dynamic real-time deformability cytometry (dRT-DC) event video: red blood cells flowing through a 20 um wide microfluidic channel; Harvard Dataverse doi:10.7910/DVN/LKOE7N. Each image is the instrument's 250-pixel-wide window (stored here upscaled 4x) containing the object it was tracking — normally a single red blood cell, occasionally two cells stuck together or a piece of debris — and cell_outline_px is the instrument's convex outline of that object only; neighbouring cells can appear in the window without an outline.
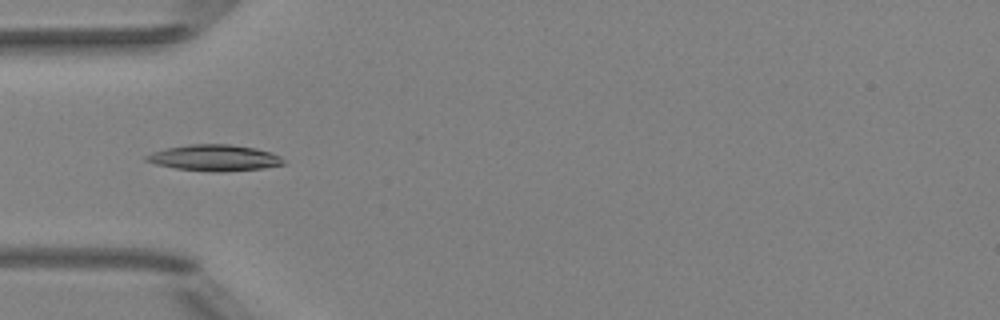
{"species": "Egyptian fruit bat (a non-hibernating species)", "species_latin": "Rousettus aegyptiacus", "temperature_condition": "room temperature", "stored_images_in_passage": 37, "camera_frame_rate_fps": 3000, "um_per_image_px": 0.085, "animal": {"sex": "female"}, "frame": {"image": 1, "passage_image": 2, "time_ms": 0.333, "image_size_px": [1000, 320], "cell_outline_px": [[284, 164], [264, 168], [224, 172], [216, 172], [176, 168], [156, 164], [144, 160], [144, 156], [152, 152], [168, 148], [188, 144], [228, 144], [256, 148], [272, 152], [280, 156], [284, 160]], "centroid_in_image_um": [18.25, 13.41], "position_along_channel_um": 66.8, "area_um2": 20.92}}
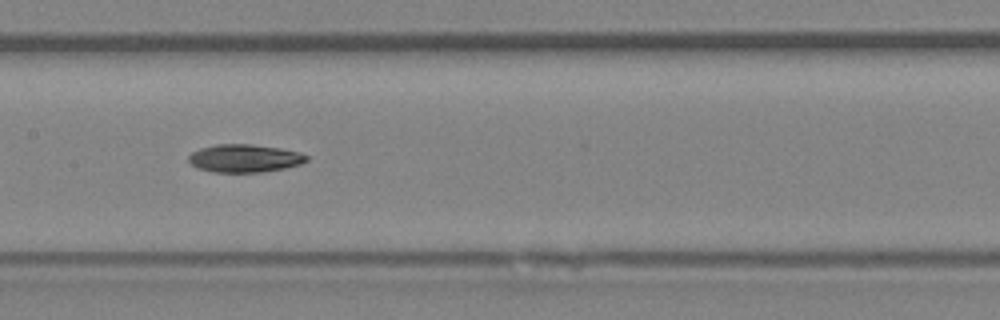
{"frame": {"image": 2, "passage_image": 11, "time_ms": 3.333, "image_size_px": [1000, 320], "cell_outline_px": [[308, 160], [300, 164], [284, 168], [260, 172], [212, 172], [196, 168], [188, 160], [188, 156], [192, 152], [200, 148], [216, 144], [252, 144], [280, 148], [300, 152], [308, 156]], "centroid_in_image_um": [20.77, 13.45], "position_along_channel_um": 186.6, "area_um2": 19.25}}
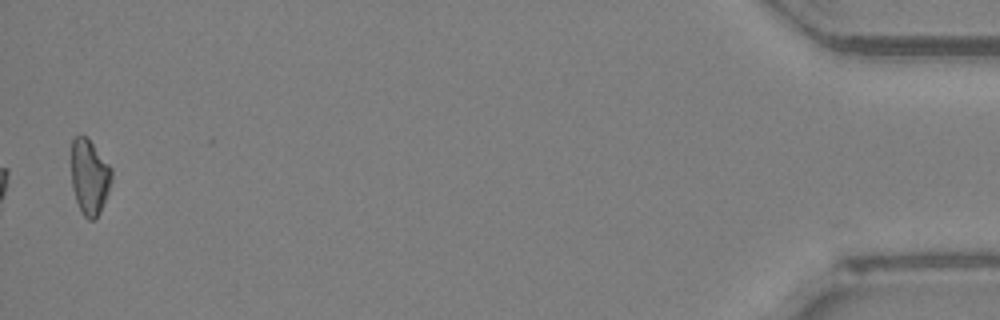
{"frame": {"image": 3, "passage_image": 36, "time_ms": 11.667, "image_size_px": [1000, 320], "cell_outline_px": [[112, 180], [108, 192], [100, 212], [96, 220], [88, 220], [84, 216], [76, 200], [72, 188], [72, 140], [76, 136], [84, 136], [92, 144], [112, 168]], "centroid_in_image_um": [7.62, 15.08], "position_along_channel_um": 427.6, "area_um2": 17.46}, "authors_computed_cell_mechanics": {"area_um2": 19.074, "velocity_mm_per_s": 4.0187, "shape_relaxation_time_tau1_ms": 3.4288, "shape_relaxation_time_tau2_ms": null, "deformation_change_tau1": 0.128, "deformation_change_tau2": null}}